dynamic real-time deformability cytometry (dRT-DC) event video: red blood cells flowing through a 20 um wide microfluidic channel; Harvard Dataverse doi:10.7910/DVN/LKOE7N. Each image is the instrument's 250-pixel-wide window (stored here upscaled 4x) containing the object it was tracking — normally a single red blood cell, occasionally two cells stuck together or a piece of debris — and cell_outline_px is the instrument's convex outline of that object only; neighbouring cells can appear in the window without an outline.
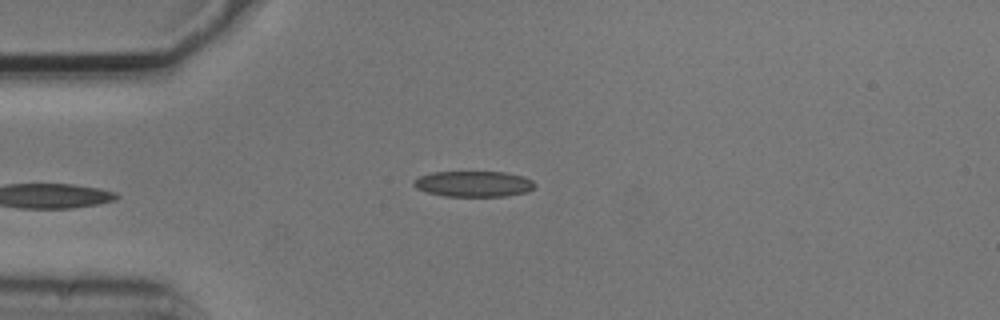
{"species": "common noctule bat (a hibernating species)", "species_latin": "Nyctalus noctula", "temperature_condition": "cold", "stored_images_in_passage": 4, "camera_frame_rate_fps": 3000, "um_per_image_px": 0.085, "animal": {"sex": "male", "body_mass_g": 20.5, "forearm_length_mm": 52.5}, "frame": {"image": 1, "passage_image": 4, "time_ms": 1.0, "image_size_px": [1000, 320], "cell_outline_px": [[536, 184], [528, 192], [504, 196], [444, 196], [428, 192], [416, 188], [412, 184], [412, 180], [420, 176], [432, 172], [504, 172], [524, 176], [532, 180]], "centroid_in_image_um": [40.25, 15.62], "position_along_channel_um": 44.8, "area_um2": 18.21}}